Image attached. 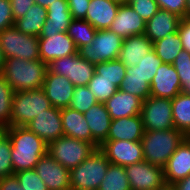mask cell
I'll return each mask as SVG.
<instances>
[{
	"mask_svg": "<svg viewBox=\"0 0 190 190\" xmlns=\"http://www.w3.org/2000/svg\"><path fill=\"white\" fill-rule=\"evenodd\" d=\"M10 0H0V32L14 26Z\"/></svg>",
	"mask_w": 190,
	"mask_h": 190,
	"instance_id": "cell-44",
	"label": "cell"
},
{
	"mask_svg": "<svg viewBox=\"0 0 190 190\" xmlns=\"http://www.w3.org/2000/svg\"><path fill=\"white\" fill-rule=\"evenodd\" d=\"M56 0H35L36 4H39L42 7L47 8L50 4H54Z\"/></svg>",
	"mask_w": 190,
	"mask_h": 190,
	"instance_id": "cell-50",
	"label": "cell"
},
{
	"mask_svg": "<svg viewBox=\"0 0 190 190\" xmlns=\"http://www.w3.org/2000/svg\"><path fill=\"white\" fill-rule=\"evenodd\" d=\"M40 60L47 65L57 58L78 54V49L72 38L66 33L39 35Z\"/></svg>",
	"mask_w": 190,
	"mask_h": 190,
	"instance_id": "cell-13",
	"label": "cell"
},
{
	"mask_svg": "<svg viewBox=\"0 0 190 190\" xmlns=\"http://www.w3.org/2000/svg\"><path fill=\"white\" fill-rule=\"evenodd\" d=\"M120 4L115 0H90L85 20L96 30L109 29Z\"/></svg>",
	"mask_w": 190,
	"mask_h": 190,
	"instance_id": "cell-22",
	"label": "cell"
},
{
	"mask_svg": "<svg viewBox=\"0 0 190 190\" xmlns=\"http://www.w3.org/2000/svg\"><path fill=\"white\" fill-rule=\"evenodd\" d=\"M181 83V92L190 94V53L182 49L172 63Z\"/></svg>",
	"mask_w": 190,
	"mask_h": 190,
	"instance_id": "cell-38",
	"label": "cell"
},
{
	"mask_svg": "<svg viewBox=\"0 0 190 190\" xmlns=\"http://www.w3.org/2000/svg\"><path fill=\"white\" fill-rule=\"evenodd\" d=\"M159 9L177 14L181 18L186 17V0H155Z\"/></svg>",
	"mask_w": 190,
	"mask_h": 190,
	"instance_id": "cell-43",
	"label": "cell"
},
{
	"mask_svg": "<svg viewBox=\"0 0 190 190\" xmlns=\"http://www.w3.org/2000/svg\"><path fill=\"white\" fill-rule=\"evenodd\" d=\"M23 190H48L46 184L34 169L14 173Z\"/></svg>",
	"mask_w": 190,
	"mask_h": 190,
	"instance_id": "cell-41",
	"label": "cell"
},
{
	"mask_svg": "<svg viewBox=\"0 0 190 190\" xmlns=\"http://www.w3.org/2000/svg\"><path fill=\"white\" fill-rule=\"evenodd\" d=\"M11 152V140L9 136L0 129V178L14 174Z\"/></svg>",
	"mask_w": 190,
	"mask_h": 190,
	"instance_id": "cell-39",
	"label": "cell"
},
{
	"mask_svg": "<svg viewBox=\"0 0 190 190\" xmlns=\"http://www.w3.org/2000/svg\"><path fill=\"white\" fill-rule=\"evenodd\" d=\"M142 104V99L120 89L104 102L112 120L140 115Z\"/></svg>",
	"mask_w": 190,
	"mask_h": 190,
	"instance_id": "cell-21",
	"label": "cell"
},
{
	"mask_svg": "<svg viewBox=\"0 0 190 190\" xmlns=\"http://www.w3.org/2000/svg\"><path fill=\"white\" fill-rule=\"evenodd\" d=\"M176 190H190V175L175 184Z\"/></svg>",
	"mask_w": 190,
	"mask_h": 190,
	"instance_id": "cell-49",
	"label": "cell"
},
{
	"mask_svg": "<svg viewBox=\"0 0 190 190\" xmlns=\"http://www.w3.org/2000/svg\"><path fill=\"white\" fill-rule=\"evenodd\" d=\"M99 149L110 163L124 167L144 160L141 141H104Z\"/></svg>",
	"mask_w": 190,
	"mask_h": 190,
	"instance_id": "cell-12",
	"label": "cell"
},
{
	"mask_svg": "<svg viewBox=\"0 0 190 190\" xmlns=\"http://www.w3.org/2000/svg\"><path fill=\"white\" fill-rule=\"evenodd\" d=\"M2 130L11 140L14 173L34 169L39 159L47 154L48 144L25 126L6 127Z\"/></svg>",
	"mask_w": 190,
	"mask_h": 190,
	"instance_id": "cell-1",
	"label": "cell"
},
{
	"mask_svg": "<svg viewBox=\"0 0 190 190\" xmlns=\"http://www.w3.org/2000/svg\"><path fill=\"white\" fill-rule=\"evenodd\" d=\"M181 17L173 12L159 9L145 25V35L154 43L167 34L177 32Z\"/></svg>",
	"mask_w": 190,
	"mask_h": 190,
	"instance_id": "cell-24",
	"label": "cell"
},
{
	"mask_svg": "<svg viewBox=\"0 0 190 190\" xmlns=\"http://www.w3.org/2000/svg\"><path fill=\"white\" fill-rule=\"evenodd\" d=\"M4 62H5V58L3 56L2 49L0 47V74L2 73Z\"/></svg>",
	"mask_w": 190,
	"mask_h": 190,
	"instance_id": "cell-52",
	"label": "cell"
},
{
	"mask_svg": "<svg viewBox=\"0 0 190 190\" xmlns=\"http://www.w3.org/2000/svg\"><path fill=\"white\" fill-rule=\"evenodd\" d=\"M144 127L141 115L119 118L111 121L105 141H141Z\"/></svg>",
	"mask_w": 190,
	"mask_h": 190,
	"instance_id": "cell-23",
	"label": "cell"
},
{
	"mask_svg": "<svg viewBox=\"0 0 190 190\" xmlns=\"http://www.w3.org/2000/svg\"><path fill=\"white\" fill-rule=\"evenodd\" d=\"M182 49L181 37L178 31L169 33L161 40L153 43V50L163 63L172 64Z\"/></svg>",
	"mask_w": 190,
	"mask_h": 190,
	"instance_id": "cell-31",
	"label": "cell"
},
{
	"mask_svg": "<svg viewBox=\"0 0 190 190\" xmlns=\"http://www.w3.org/2000/svg\"><path fill=\"white\" fill-rule=\"evenodd\" d=\"M52 107L43 89L14 92L10 127L26 126L37 115Z\"/></svg>",
	"mask_w": 190,
	"mask_h": 190,
	"instance_id": "cell-5",
	"label": "cell"
},
{
	"mask_svg": "<svg viewBox=\"0 0 190 190\" xmlns=\"http://www.w3.org/2000/svg\"><path fill=\"white\" fill-rule=\"evenodd\" d=\"M88 87L95 95L96 100L101 103H104L119 89L110 80L102 78L101 75L97 73H94L93 77L89 81Z\"/></svg>",
	"mask_w": 190,
	"mask_h": 190,
	"instance_id": "cell-36",
	"label": "cell"
},
{
	"mask_svg": "<svg viewBox=\"0 0 190 190\" xmlns=\"http://www.w3.org/2000/svg\"><path fill=\"white\" fill-rule=\"evenodd\" d=\"M0 47L5 59L40 60L39 38L21 33L14 26L0 32Z\"/></svg>",
	"mask_w": 190,
	"mask_h": 190,
	"instance_id": "cell-7",
	"label": "cell"
},
{
	"mask_svg": "<svg viewBox=\"0 0 190 190\" xmlns=\"http://www.w3.org/2000/svg\"><path fill=\"white\" fill-rule=\"evenodd\" d=\"M75 87L67 77L47 70L42 89L53 107L63 109L69 106Z\"/></svg>",
	"mask_w": 190,
	"mask_h": 190,
	"instance_id": "cell-16",
	"label": "cell"
},
{
	"mask_svg": "<svg viewBox=\"0 0 190 190\" xmlns=\"http://www.w3.org/2000/svg\"><path fill=\"white\" fill-rule=\"evenodd\" d=\"M186 8H187L186 11V17H187L190 16V0H186Z\"/></svg>",
	"mask_w": 190,
	"mask_h": 190,
	"instance_id": "cell-53",
	"label": "cell"
},
{
	"mask_svg": "<svg viewBox=\"0 0 190 190\" xmlns=\"http://www.w3.org/2000/svg\"><path fill=\"white\" fill-rule=\"evenodd\" d=\"M53 74L67 77L73 85H88L95 73V64L83 59L79 54L57 58L48 64Z\"/></svg>",
	"mask_w": 190,
	"mask_h": 190,
	"instance_id": "cell-9",
	"label": "cell"
},
{
	"mask_svg": "<svg viewBox=\"0 0 190 190\" xmlns=\"http://www.w3.org/2000/svg\"><path fill=\"white\" fill-rule=\"evenodd\" d=\"M146 22L129 5L121 3L109 30L123 39L145 33Z\"/></svg>",
	"mask_w": 190,
	"mask_h": 190,
	"instance_id": "cell-18",
	"label": "cell"
},
{
	"mask_svg": "<svg viewBox=\"0 0 190 190\" xmlns=\"http://www.w3.org/2000/svg\"><path fill=\"white\" fill-rule=\"evenodd\" d=\"M178 33L181 37L182 48L190 53V16L181 18Z\"/></svg>",
	"mask_w": 190,
	"mask_h": 190,
	"instance_id": "cell-47",
	"label": "cell"
},
{
	"mask_svg": "<svg viewBox=\"0 0 190 190\" xmlns=\"http://www.w3.org/2000/svg\"><path fill=\"white\" fill-rule=\"evenodd\" d=\"M72 21L68 0H56L47 7V18L40 34H58L67 32Z\"/></svg>",
	"mask_w": 190,
	"mask_h": 190,
	"instance_id": "cell-26",
	"label": "cell"
},
{
	"mask_svg": "<svg viewBox=\"0 0 190 190\" xmlns=\"http://www.w3.org/2000/svg\"><path fill=\"white\" fill-rule=\"evenodd\" d=\"M130 6L145 22L152 18L159 10L158 3L155 0H136Z\"/></svg>",
	"mask_w": 190,
	"mask_h": 190,
	"instance_id": "cell-42",
	"label": "cell"
},
{
	"mask_svg": "<svg viewBox=\"0 0 190 190\" xmlns=\"http://www.w3.org/2000/svg\"><path fill=\"white\" fill-rule=\"evenodd\" d=\"M97 190H131L125 167L110 163Z\"/></svg>",
	"mask_w": 190,
	"mask_h": 190,
	"instance_id": "cell-32",
	"label": "cell"
},
{
	"mask_svg": "<svg viewBox=\"0 0 190 190\" xmlns=\"http://www.w3.org/2000/svg\"><path fill=\"white\" fill-rule=\"evenodd\" d=\"M126 75L123 78L120 90L131 93L143 101L150 97V84L140 74L136 65L126 68Z\"/></svg>",
	"mask_w": 190,
	"mask_h": 190,
	"instance_id": "cell-30",
	"label": "cell"
},
{
	"mask_svg": "<svg viewBox=\"0 0 190 190\" xmlns=\"http://www.w3.org/2000/svg\"><path fill=\"white\" fill-rule=\"evenodd\" d=\"M151 50H153V42L145 34L130 36L123 39L118 59L126 67H134Z\"/></svg>",
	"mask_w": 190,
	"mask_h": 190,
	"instance_id": "cell-25",
	"label": "cell"
},
{
	"mask_svg": "<svg viewBox=\"0 0 190 190\" xmlns=\"http://www.w3.org/2000/svg\"><path fill=\"white\" fill-rule=\"evenodd\" d=\"M25 127L49 144L64 136L61 109L49 108L37 115Z\"/></svg>",
	"mask_w": 190,
	"mask_h": 190,
	"instance_id": "cell-15",
	"label": "cell"
},
{
	"mask_svg": "<svg viewBox=\"0 0 190 190\" xmlns=\"http://www.w3.org/2000/svg\"><path fill=\"white\" fill-rule=\"evenodd\" d=\"M131 190H156L165 183L163 168L143 160L125 167Z\"/></svg>",
	"mask_w": 190,
	"mask_h": 190,
	"instance_id": "cell-11",
	"label": "cell"
},
{
	"mask_svg": "<svg viewBox=\"0 0 190 190\" xmlns=\"http://www.w3.org/2000/svg\"><path fill=\"white\" fill-rule=\"evenodd\" d=\"M109 160L97 148L88 158L70 170L71 190H97L103 181Z\"/></svg>",
	"mask_w": 190,
	"mask_h": 190,
	"instance_id": "cell-4",
	"label": "cell"
},
{
	"mask_svg": "<svg viewBox=\"0 0 190 190\" xmlns=\"http://www.w3.org/2000/svg\"><path fill=\"white\" fill-rule=\"evenodd\" d=\"M126 66L119 60H110L95 64V73L102 78L110 80L115 86L120 88L123 78L126 75Z\"/></svg>",
	"mask_w": 190,
	"mask_h": 190,
	"instance_id": "cell-34",
	"label": "cell"
},
{
	"mask_svg": "<svg viewBox=\"0 0 190 190\" xmlns=\"http://www.w3.org/2000/svg\"><path fill=\"white\" fill-rule=\"evenodd\" d=\"M34 170L48 187V190H71L70 171L48 153L39 159Z\"/></svg>",
	"mask_w": 190,
	"mask_h": 190,
	"instance_id": "cell-14",
	"label": "cell"
},
{
	"mask_svg": "<svg viewBox=\"0 0 190 190\" xmlns=\"http://www.w3.org/2000/svg\"><path fill=\"white\" fill-rule=\"evenodd\" d=\"M123 38L109 29L97 30L92 43L78 49L81 58L96 64L119 58Z\"/></svg>",
	"mask_w": 190,
	"mask_h": 190,
	"instance_id": "cell-8",
	"label": "cell"
},
{
	"mask_svg": "<svg viewBox=\"0 0 190 190\" xmlns=\"http://www.w3.org/2000/svg\"><path fill=\"white\" fill-rule=\"evenodd\" d=\"M14 90L0 74V129L10 127Z\"/></svg>",
	"mask_w": 190,
	"mask_h": 190,
	"instance_id": "cell-35",
	"label": "cell"
},
{
	"mask_svg": "<svg viewBox=\"0 0 190 190\" xmlns=\"http://www.w3.org/2000/svg\"><path fill=\"white\" fill-rule=\"evenodd\" d=\"M163 171L168 184H175L190 175V144L185 139L170 156Z\"/></svg>",
	"mask_w": 190,
	"mask_h": 190,
	"instance_id": "cell-19",
	"label": "cell"
},
{
	"mask_svg": "<svg viewBox=\"0 0 190 190\" xmlns=\"http://www.w3.org/2000/svg\"><path fill=\"white\" fill-rule=\"evenodd\" d=\"M14 21L23 17L27 10L35 4V0H10Z\"/></svg>",
	"mask_w": 190,
	"mask_h": 190,
	"instance_id": "cell-46",
	"label": "cell"
},
{
	"mask_svg": "<svg viewBox=\"0 0 190 190\" xmlns=\"http://www.w3.org/2000/svg\"><path fill=\"white\" fill-rule=\"evenodd\" d=\"M96 149L92 143L61 136L48 144L47 153L70 171L88 158Z\"/></svg>",
	"mask_w": 190,
	"mask_h": 190,
	"instance_id": "cell-6",
	"label": "cell"
},
{
	"mask_svg": "<svg viewBox=\"0 0 190 190\" xmlns=\"http://www.w3.org/2000/svg\"><path fill=\"white\" fill-rule=\"evenodd\" d=\"M97 30L86 20L72 19L67 34L72 38L77 49L92 43Z\"/></svg>",
	"mask_w": 190,
	"mask_h": 190,
	"instance_id": "cell-33",
	"label": "cell"
},
{
	"mask_svg": "<svg viewBox=\"0 0 190 190\" xmlns=\"http://www.w3.org/2000/svg\"><path fill=\"white\" fill-rule=\"evenodd\" d=\"M162 60L156 55L154 50L143 56L136 65V69L151 84L153 77L156 74L158 67L162 64Z\"/></svg>",
	"mask_w": 190,
	"mask_h": 190,
	"instance_id": "cell-40",
	"label": "cell"
},
{
	"mask_svg": "<svg viewBox=\"0 0 190 190\" xmlns=\"http://www.w3.org/2000/svg\"><path fill=\"white\" fill-rule=\"evenodd\" d=\"M185 140L190 144V134L185 136Z\"/></svg>",
	"mask_w": 190,
	"mask_h": 190,
	"instance_id": "cell-55",
	"label": "cell"
},
{
	"mask_svg": "<svg viewBox=\"0 0 190 190\" xmlns=\"http://www.w3.org/2000/svg\"><path fill=\"white\" fill-rule=\"evenodd\" d=\"M48 65L41 60L5 59L1 75L14 92L43 88Z\"/></svg>",
	"mask_w": 190,
	"mask_h": 190,
	"instance_id": "cell-2",
	"label": "cell"
},
{
	"mask_svg": "<svg viewBox=\"0 0 190 190\" xmlns=\"http://www.w3.org/2000/svg\"><path fill=\"white\" fill-rule=\"evenodd\" d=\"M117 2H120V3H124V0H115Z\"/></svg>",
	"mask_w": 190,
	"mask_h": 190,
	"instance_id": "cell-56",
	"label": "cell"
},
{
	"mask_svg": "<svg viewBox=\"0 0 190 190\" xmlns=\"http://www.w3.org/2000/svg\"><path fill=\"white\" fill-rule=\"evenodd\" d=\"M181 92L176 69L170 63H162L150 84V96L173 99Z\"/></svg>",
	"mask_w": 190,
	"mask_h": 190,
	"instance_id": "cell-17",
	"label": "cell"
},
{
	"mask_svg": "<svg viewBox=\"0 0 190 190\" xmlns=\"http://www.w3.org/2000/svg\"><path fill=\"white\" fill-rule=\"evenodd\" d=\"M96 103H98V101L95 95L90 91L88 85H83L75 87L68 107L80 113H85Z\"/></svg>",
	"mask_w": 190,
	"mask_h": 190,
	"instance_id": "cell-37",
	"label": "cell"
},
{
	"mask_svg": "<svg viewBox=\"0 0 190 190\" xmlns=\"http://www.w3.org/2000/svg\"><path fill=\"white\" fill-rule=\"evenodd\" d=\"M61 121L64 136L92 143V135L83 113L69 107L63 108L61 109Z\"/></svg>",
	"mask_w": 190,
	"mask_h": 190,
	"instance_id": "cell-27",
	"label": "cell"
},
{
	"mask_svg": "<svg viewBox=\"0 0 190 190\" xmlns=\"http://www.w3.org/2000/svg\"><path fill=\"white\" fill-rule=\"evenodd\" d=\"M175 129L185 136L190 134V94L180 92L171 99Z\"/></svg>",
	"mask_w": 190,
	"mask_h": 190,
	"instance_id": "cell-29",
	"label": "cell"
},
{
	"mask_svg": "<svg viewBox=\"0 0 190 190\" xmlns=\"http://www.w3.org/2000/svg\"><path fill=\"white\" fill-rule=\"evenodd\" d=\"M46 18L47 8L35 3L27 10L23 17L15 20L14 27L21 33L39 37Z\"/></svg>",
	"mask_w": 190,
	"mask_h": 190,
	"instance_id": "cell-28",
	"label": "cell"
},
{
	"mask_svg": "<svg viewBox=\"0 0 190 190\" xmlns=\"http://www.w3.org/2000/svg\"><path fill=\"white\" fill-rule=\"evenodd\" d=\"M90 0H68V8L72 19L85 20Z\"/></svg>",
	"mask_w": 190,
	"mask_h": 190,
	"instance_id": "cell-45",
	"label": "cell"
},
{
	"mask_svg": "<svg viewBox=\"0 0 190 190\" xmlns=\"http://www.w3.org/2000/svg\"><path fill=\"white\" fill-rule=\"evenodd\" d=\"M156 190H176L174 184L164 183L161 187L157 188Z\"/></svg>",
	"mask_w": 190,
	"mask_h": 190,
	"instance_id": "cell-51",
	"label": "cell"
},
{
	"mask_svg": "<svg viewBox=\"0 0 190 190\" xmlns=\"http://www.w3.org/2000/svg\"><path fill=\"white\" fill-rule=\"evenodd\" d=\"M141 118L144 131L175 128L170 98L150 96L143 101Z\"/></svg>",
	"mask_w": 190,
	"mask_h": 190,
	"instance_id": "cell-10",
	"label": "cell"
},
{
	"mask_svg": "<svg viewBox=\"0 0 190 190\" xmlns=\"http://www.w3.org/2000/svg\"><path fill=\"white\" fill-rule=\"evenodd\" d=\"M0 190H23L15 174L0 178Z\"/></svg>",
	"mask_w": 190,
	"mask_h": 190,
	"instance_id": "cell-48",
	"label": "cell"
},
{
	"mask_svg": "<svg viewBox=\"0 0 190 190\" xmlns=\"http://www.w3.org/2000/svg\"><path fill=\"white\" fill-rule=\"evenodd\" d=\"M86 122L92 135V144L99 148V146L107 139L111 116L104 103L98 102L94 104L89 110L83 113Z\"/></svg>",
	"mask_w": 190,
	"mask_h": 190,
	"instance_id": "cell-20",
	"label": "cell"
},
{
	"mask_svg": "<svg viewBox=\"0 0 190 190\" xmlns=\"http://www.w3.org/2000/svg\"><path fill=\"white\" fill-rule=\"evenodd\" d=\"M184 139L185 135L175 128L162 131H144L141 139L144 160L164 168L170 156Z\"/></svg>",
	"mask_w": 190,
	"mask_h": 190,
	"instance_id": "cell-3",
	"label": "cell"
},
{
	"mask_svg": "<svg viewBox=\"0 0 190 190\" xmlns=\"http://www.w3.org/2000/svg\"><path fill=\"white\" fill-rule=\"evenodd\" d=\"M134 1H136V0H124V3L130 5V4H131L132 2H134Z\"/></svg>",
	"mask_w": 190,
	"mask_h": 190,
	"instance_id": "cell-54",
	"label": "cell"
}]
</instances>
